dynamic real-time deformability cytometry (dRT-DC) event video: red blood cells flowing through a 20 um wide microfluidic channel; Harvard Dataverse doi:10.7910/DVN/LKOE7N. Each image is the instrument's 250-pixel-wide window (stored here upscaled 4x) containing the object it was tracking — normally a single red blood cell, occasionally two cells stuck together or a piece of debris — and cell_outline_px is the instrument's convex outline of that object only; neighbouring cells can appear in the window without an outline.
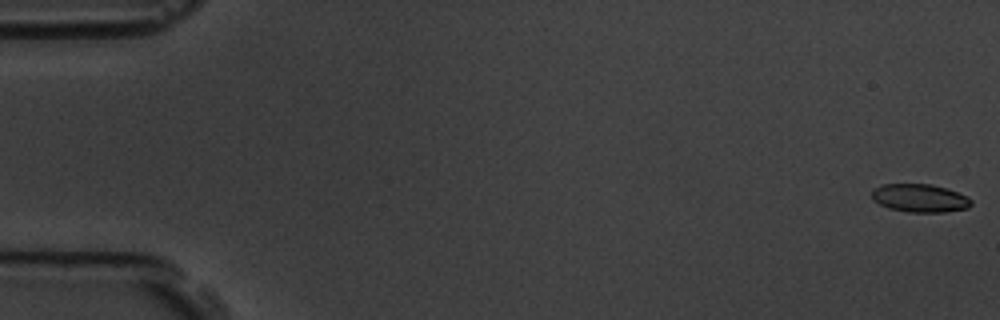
{"species": "common noctule bat (a hibernating species)", "species_latin": "Nyctalus noctula", "temperature_condition": "room temperature", "stored_images_in_passage": 60, "segment_of_instrument_passage": [1, 2], "camera_frame_rate_fps": 3000, "um_per_image_px": 0.085, "animal": {"sex": "male", "body_mass_g": 19.5, "forearm_length_mm": 54.6}, "frame": {"image": 1, "passage_image": 1, "time_ms": 0.0, "image_size_px": [1000, 320], "cell_outline_px": [[972, 204], [968, 208], [944, 212], [908, 212], [888, 208], [872, 200], [872, 188], [880, 184], [932, 184], [968, 196], [972, 200]], "centroid_in_image_um": [78.16, 16.84], "position_along_channel_um": 6.8, "area_um2": 16.42}}
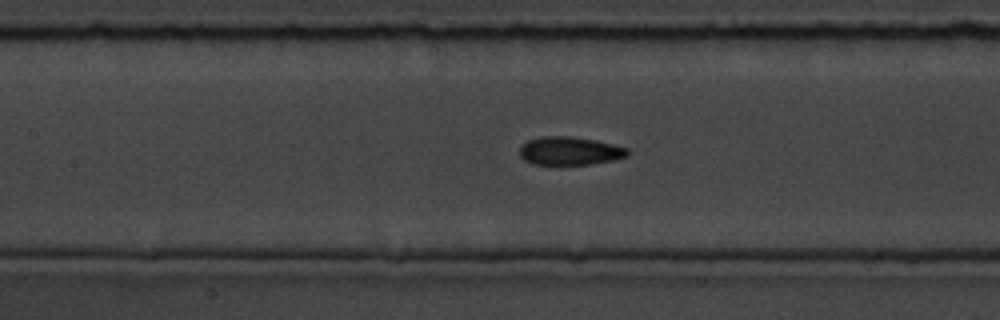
{"frame": {"image": 2, "passage_image": 27, "time_ms": 8.667, "image_size_px": [1000, 320], "cell_outline_px": [[628, 156], [612, 160], [588, 164], [532, 164], [524, 160], [520, 156], [520, 148], [528, 140], [540, 136], [568, 136], [596, 140], [628, 148]], "centroid_in_image_um": [48.41, 12.82], "position_along_channel_um": 159.0, "area_um2": 17.63}}
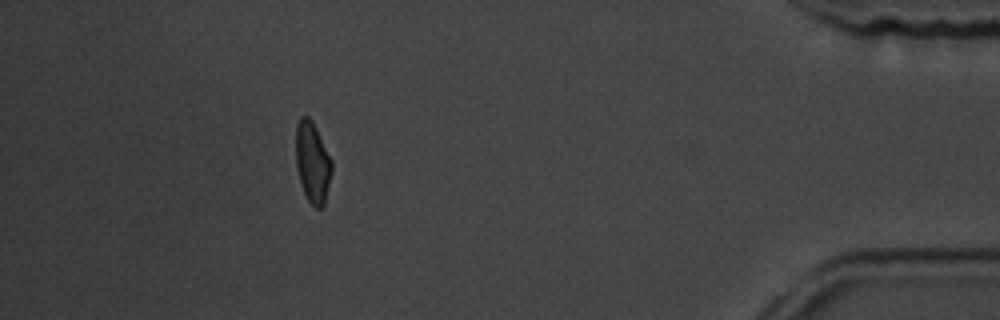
{"frame": {"image": 3, "passage_image": 53, "time_ms": 17.333, "image_size_px": [1000, 320], "cell_outline_px": [[332, 172], [324, 204], [320, 208], [316, 208], [308, 200], [304, 192], [296, 168], [296, 124], [300, 116], [308, 116], [312, 120], [332, 160]], "centroid_in_image_um": [26.56, 13.77], "position_along_channel_um": 408.6, "area_um2": 16.88}}